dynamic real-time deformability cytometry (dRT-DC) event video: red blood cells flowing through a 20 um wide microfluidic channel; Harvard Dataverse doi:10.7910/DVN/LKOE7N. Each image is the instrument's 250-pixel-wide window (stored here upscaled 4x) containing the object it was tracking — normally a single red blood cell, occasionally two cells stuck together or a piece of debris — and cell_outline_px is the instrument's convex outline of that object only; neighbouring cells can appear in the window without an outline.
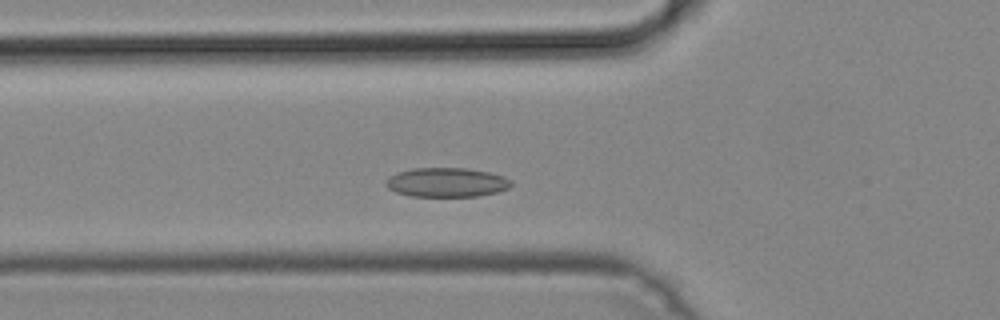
{"species": "common noctule bat (a hibernating species)", "species_latin": "Nyctalus noctula", "temperature_condition": "cold", "stored_images_in_passage": 38, "camera_frame_rate_fps": 3000, "um_per_image_px": 0.085, "animal": {"sex": "male", "body_mass_g": 19.2, "forearm_length_mm": 51.8}, "frame": {"image": 1, "passage_image": 10, "time_ms": 3.0, "image_size_px": [1000, 320], "cell_outline_px": [[512, 184], [508, 188], [496, 192], [476, 196], [412, 196], [396, 192], [388, 188], [388, 176], [396, 172], [412, 168], [468, 168], [488, 172], [504, 176], [512, 180]], "centroid_in_image_um": [37.98, 15.49], "position_along_channel_um": 87.8, "area_um2": 21.27}}
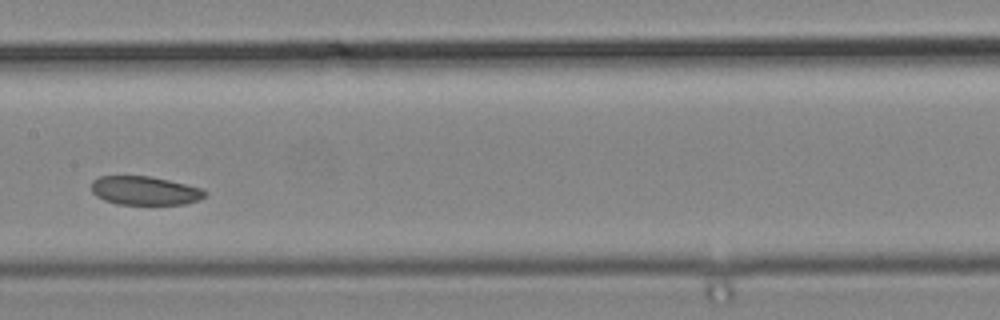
{"frame": {"image": 2, "passage_image": 18, "time_ms": 5.667, "image_size_px": [1000, 320], "cell_outline_px": [[208, 192], [200, 200], [184, 204], [116, 204], [104, 200], [96, 196], [92, 192], [92, 180], [100, 176], [148, 176], [168, 180], [200, 188]], "centroid_in_image_um": [12.29, 16.21], "position_along_channel_um": 195.1, "area_um2": 18.9}}
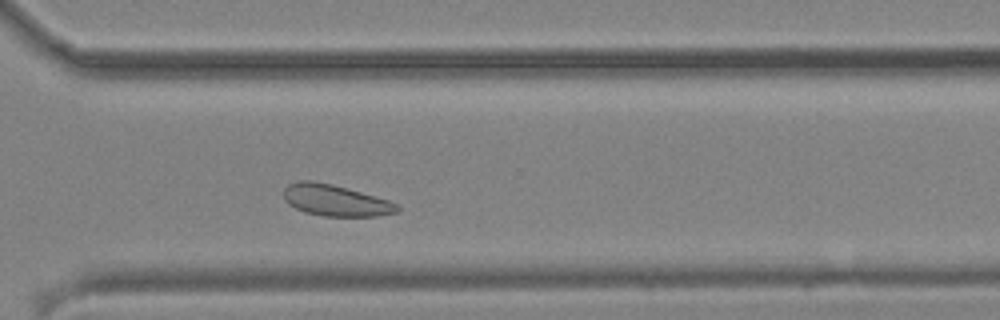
{"frame": {"image": 3, "passage_image": 29, "time_ms": 9.333, "image_size_px": [1000, 320], "cell_outline_px": [[400, 212], [376, 216], [324, 216], [304, 212], [288, 204], [284, 200], [284, 188], [288, 184], [296, 180], [312, 180], [332, 184], [388, 200], [400, 204]], "centroid_in_image_um": [28.51, 17.03], "position_along_channel_um": 342.1, "area_um2": 20.87}}